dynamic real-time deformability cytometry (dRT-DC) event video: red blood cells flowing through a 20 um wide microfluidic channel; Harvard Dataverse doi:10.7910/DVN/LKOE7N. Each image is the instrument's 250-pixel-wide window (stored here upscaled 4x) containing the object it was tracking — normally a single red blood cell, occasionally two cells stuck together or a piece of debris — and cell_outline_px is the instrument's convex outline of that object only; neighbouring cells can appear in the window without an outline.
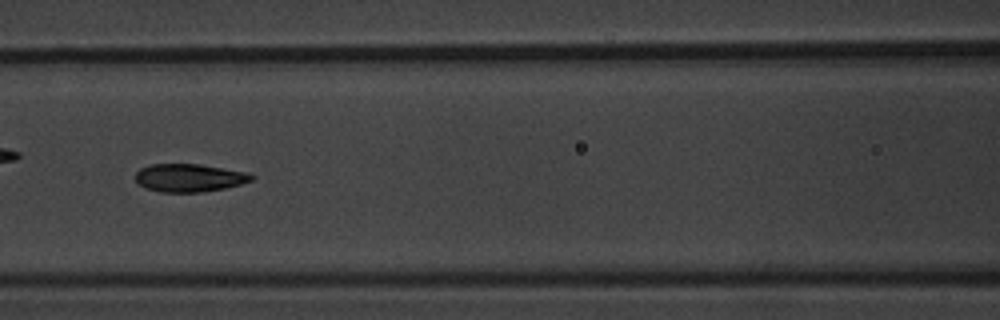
{"species": "common noctule bat (a hibernating species)", "species_latin": "Nyctalus noctula", "temperature_condition": "warm", "stored_images_in_passage": 8, "camera_frame_rate_fps": 3000, "um_per_image_px": 0.085, "animal": {"sex": "male", "body_mass_g": 20.1, "forearm_length_mm": 53.5}, "frame": {"image": 1, "passage_image": 6, "time_ms": 6.667, "image_size_px": [1000, 320], "cell_outline_px": [[256, 176], [252, 180], [240, 184], [224, 188], [200, 192], [160, 192], [144, 188], [136, 180], [136, 172], [140, 168], [148, 164], [200, 164], [248, 172]], "centroid_in_image_um": [16.08, 15.1], "position_along_channel_um": 150.5, "area_um2": 19.02}}
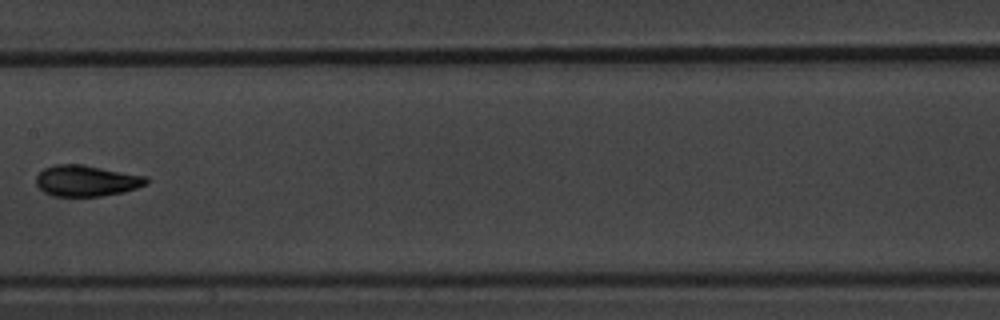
{"frame": {"image": 2, "passage_image": 7, "time_ms": 8.0, "image_size_px": [1000, 320], "cell_outline_px": [[148, 184], [124, 192], [100, 196], [52, 196], [44, 192], [36, 184], [36, 176], [44, 168], [56, 164], [84, 164], [148, 176]], "centroid_in_image_um": [7.37, 15.35], "position_along_channel_um": 200.0, "area_um2": 20.17}}
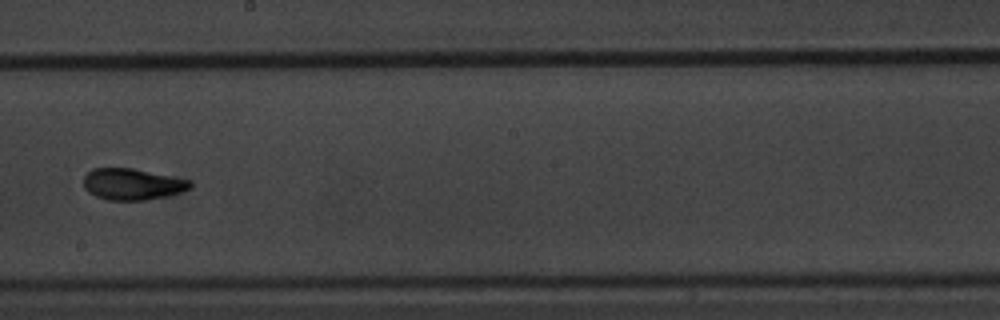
{"frame": {"image": 3, "passage_image": 8, "time_ms": 9.0, "image_size_px": [1000, 320], "cell_outline_px": [[192, 188], [168, 196], [144, 200], [108, 200], [96, 196], [88, 192], [84, 188], [84, 176], [92, 168], [132, 168], [192, 180]], "centroid_in_image_um": [11.26, 15.65], "position_along_channel_um": 236.9, "area_um2": 19.59}}